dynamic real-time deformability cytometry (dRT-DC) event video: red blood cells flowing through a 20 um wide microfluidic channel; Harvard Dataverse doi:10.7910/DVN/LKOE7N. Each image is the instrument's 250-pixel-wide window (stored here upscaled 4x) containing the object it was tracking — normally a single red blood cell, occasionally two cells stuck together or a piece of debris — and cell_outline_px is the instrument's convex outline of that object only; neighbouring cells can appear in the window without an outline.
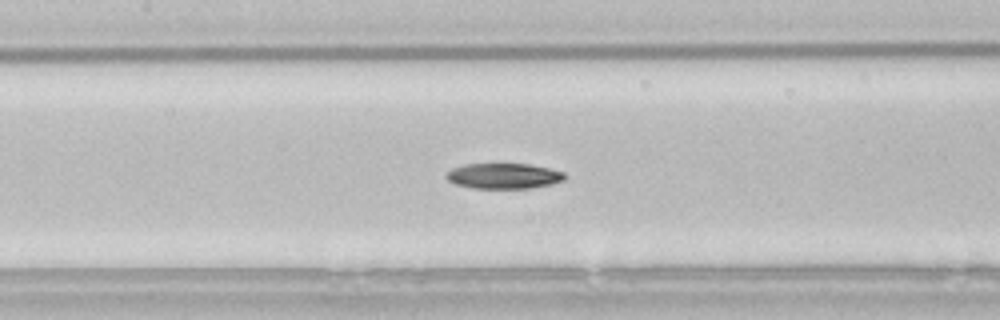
{"species": "common noctule bat (a hibernating species)", "species_latin": "Nyctalus noctula", "temperature_condition": "room temperature", "stored_images_in_passage": 43, "camera_frame_rate_fps": 3000, "um_per_image_px": 0.085, "animal": {"sex": "male", "body_mass_g": 21.5, "forearm_length_mm": 52.0}, "frame": {"image": 1, "passage_image": 13, "time_ms": 4.0, "image_size_px": [1000, 320], "cell_outline_px": [[564, 180], [552, 184], [532, 188], [472, 188], [456, 184], [448, 180], [444, 176], [452, 168], [464, 164], [500, 160], [528, 164], [548, 168], [564, 172]], "centroid_in_image_um": [42.77, 14.9], "position_along_channel_um": 164.6, "area_um2": 18.44}, "authors_computed_cell_mechanics": {"area_um2": 18.4382, "velocity_mm_per_s": 3.8218, "shape_relaxation_time_tau1_ms": 3.7355, "shape_relaxation_time_tau2_ms": null, "deformation_change_tau1": 0.1227, "deformation_change_tau2": null}}